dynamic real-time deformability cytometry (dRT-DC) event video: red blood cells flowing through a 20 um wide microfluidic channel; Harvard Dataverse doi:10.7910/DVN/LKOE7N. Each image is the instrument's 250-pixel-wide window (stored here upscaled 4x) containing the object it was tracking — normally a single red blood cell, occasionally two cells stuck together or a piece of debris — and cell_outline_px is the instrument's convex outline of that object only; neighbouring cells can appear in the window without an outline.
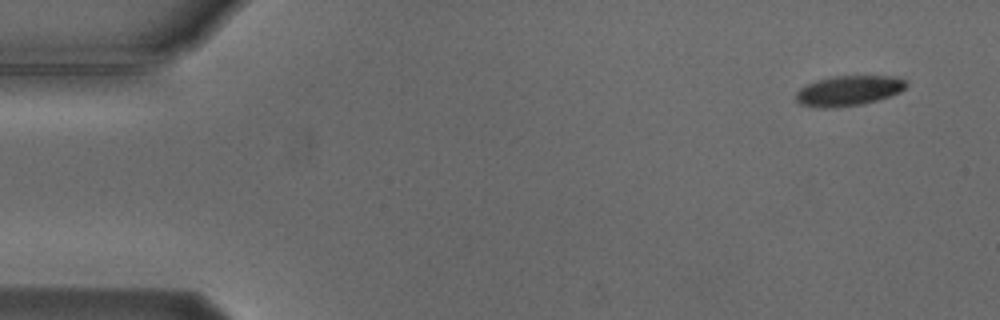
{"species": "Egyptian fruit bat (a non-hibernating species)", "species_latin": "Rousettus aegyptiacus", "temperature_condition": "cold", "stored_images_in_passage": 5, "camera_frame_rate_fps": 3000, "um_per_image_px": 0.085, "animal": {"sex": "male"}, "frame": {"image": 1, "passage_image": 1, "time_ms": 0.0, "image_size_px": [1000, 320], "cell_outline_px": [[908, 84], [900, 92], [876, 100], [860, 104], [836, 108], [816, 108], [800, 104], [796, 100], [796, 92], [800, 88], [816, 80], [836, 76], [896, 76], [908, 80]], "centroid_in_image_um": [72.13, 7.71], "position_along_channel_um": 12.9, "area_um2": 19.42}}